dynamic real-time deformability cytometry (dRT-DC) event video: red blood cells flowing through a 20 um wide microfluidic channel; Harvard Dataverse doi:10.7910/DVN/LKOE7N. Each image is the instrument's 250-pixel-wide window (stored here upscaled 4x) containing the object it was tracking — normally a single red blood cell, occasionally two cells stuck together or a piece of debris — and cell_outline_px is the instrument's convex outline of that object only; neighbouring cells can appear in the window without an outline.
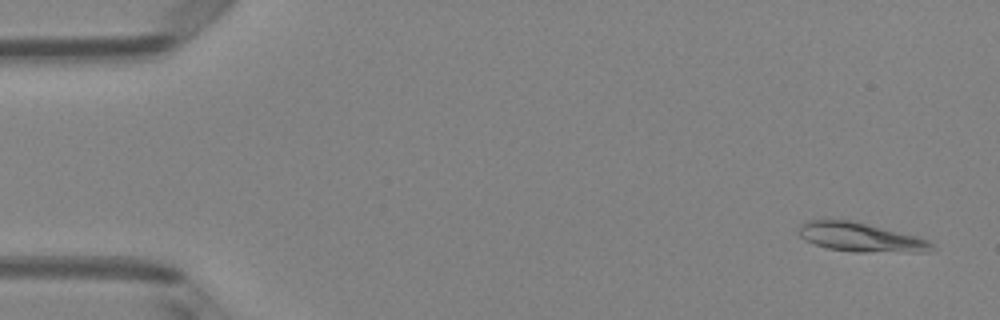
{"species": "Egyptian fruit bat (a non-hibernating species)", "species_latin": "Rousettus aegyptiacus", "temperature_condition": "room temperature", "stored_images_in_passage": 51, "camera_frame_rate_fps": 3000, "um_per_image_px": 0.085, "animal": {"sex": "female"}, "frame": {"image": 1, "passage_image": 3, "time_ms": 0.667, "image_size_px": [1000, 320], "cell_outline_px": [[936, 248], [928, 252], [852, 252], [828, 248], [804, 240], [796, 232], [796, 228], [804, 220], [852, 220], [920, 236], [928, 240]], "centroid_in_image_um": [73.15, 20.16], "position_along_channel_um": 11.8, "area_um2": 23.0}}
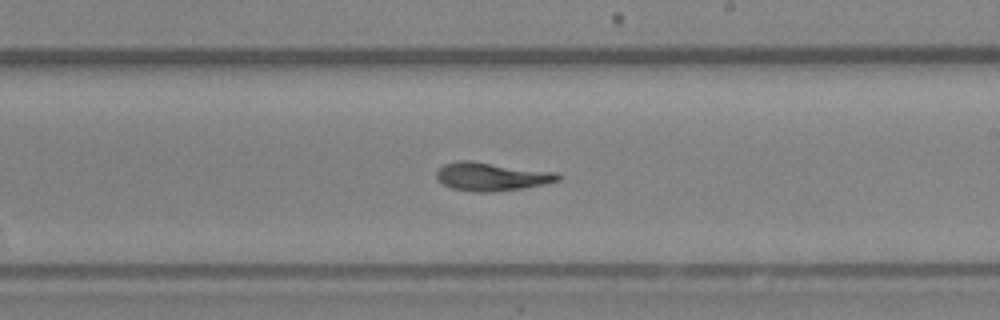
{"frame": {"image": 2, "passage_image": 30, "time_ms": 9.667, "image_size_px": [1000, 320], "cell_outline_px": [[564, 176], [560, 180], [544, 184], [524, 188], [492, 192], [472, 192], [452, 188], [436, 180], [436, 172], [444, 164], [460, 160], [472, 160], [560, 172]], "centroid_in_image_um": [41.84, 15.0], "position_along_channel_um": 247.2, "area_um2": 20.58}}
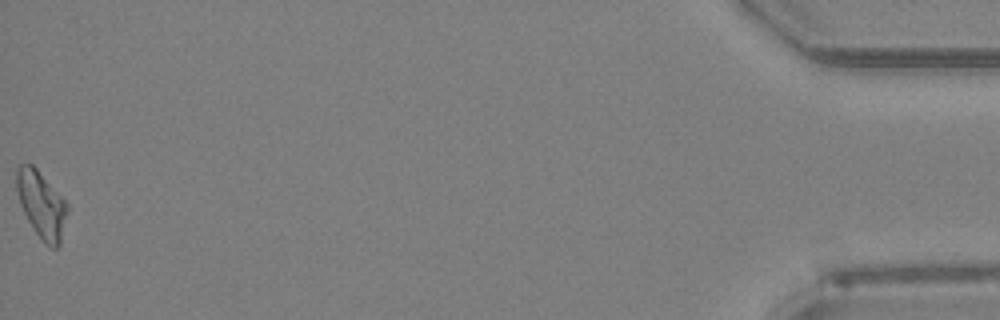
{"frame": {"image": 3, "passage_image": 51, "time_ms": 16.667, "image_size_px": [1000, 320], "cell_outline_px": [[68, 212], [60, 244], [56, 248], [52, 248], [44, 244], [28, 220], [20, 204], [16, 188], [16, 168], [20, 164], [32, 164], [36, 168], [68, 204]], "centroid_in_image_um": [3.53, 17.4], "position_along_channel_um": 431.7, "area_um2": 19.59}}